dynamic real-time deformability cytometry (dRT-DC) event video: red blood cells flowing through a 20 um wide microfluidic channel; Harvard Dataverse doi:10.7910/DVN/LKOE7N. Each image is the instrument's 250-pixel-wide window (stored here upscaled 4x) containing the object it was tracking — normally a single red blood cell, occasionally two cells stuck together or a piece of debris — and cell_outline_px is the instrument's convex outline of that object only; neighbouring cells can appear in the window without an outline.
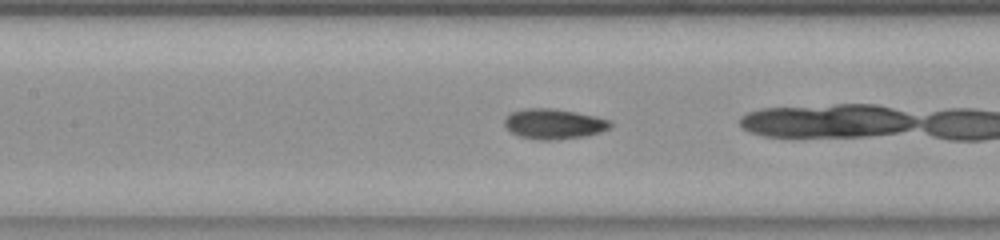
{"species": "common noctule bat (a hibernating species)", "species_latin": "Nyctalus noctula", "temperature_condition": "room temperature", "stored_images_in_passage": 38, "camera_frame_rate_fps": 3000, "um_per_image_px": 0.085, "animal": {"sex": "female", "body_mass_g": 23.0, "forearm_length_mm": 53.4}, "frame": {"image": 1, "passage_image": 21, "time_ms": 6.667, "image_size_px": [1000, 240], "cell_outline_px": [[612, 124], [608, 128], [600, 132], [584, 136], [552, 140], [540, 140], [520, 136], [512, 132], [504, 124], [504, 120], [512, 112], [524, 108], [548, 108], [576, 112], [596, 116], [608, 120]], "centroid_in_image_um": [47.07, 10.53], "position_along_channel_um": 160.3, "area_um2": 18.32}}
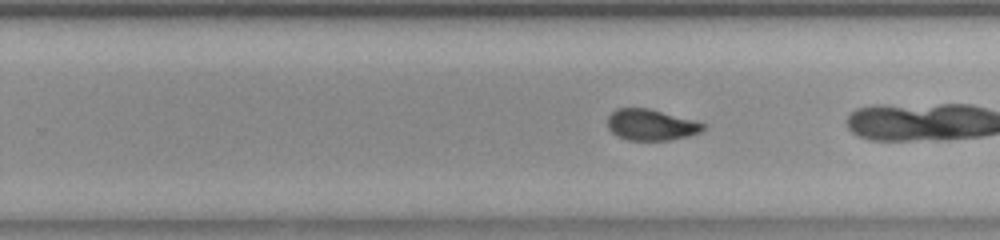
{"frame": {"image": 2, "passage_image": 30, "time_ms": 9.667, "image_size_px": [1000, 240], "cell_outline_px": [[704, 128], [700, 132], [688, 136], [668, 140], [628, 140], [612, 132], [608, 128], [608, 116], [616, 108], [648, 108], [692, 120], [704, 124]], "centroid_in_image_um": [55.3, 10.61], "position_along_channel_um": 274.5, "area_um2": 16.99}}